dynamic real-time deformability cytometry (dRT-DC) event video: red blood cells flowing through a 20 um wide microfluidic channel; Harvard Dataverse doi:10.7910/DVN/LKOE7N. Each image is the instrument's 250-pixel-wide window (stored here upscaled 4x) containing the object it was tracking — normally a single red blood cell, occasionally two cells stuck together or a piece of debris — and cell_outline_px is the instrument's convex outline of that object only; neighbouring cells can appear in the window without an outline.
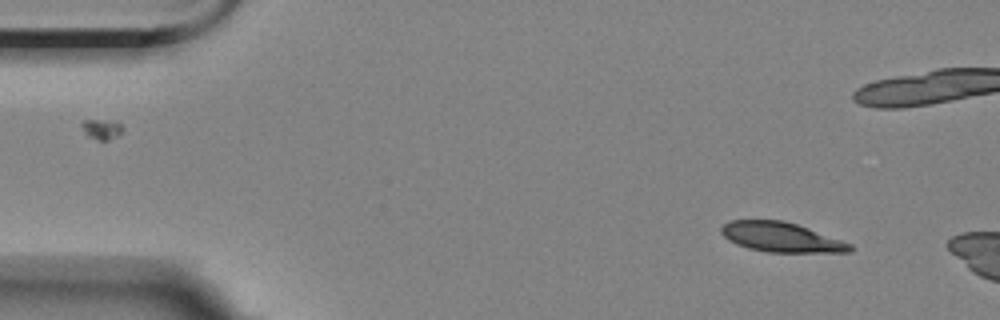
{"species": "Egyptian fruit bat (a non-hibernating species)", "species_latin": "Rousettus aegyptiacus", "temperature_condition": "room temperature", "stored_images_in_passage": 57, "camera_frame_rate_fps": 3000, "um_per_image_px": 0.085, "animal": {"sex": "female"}, "frame": {"image": 1, "passage_image": 5, "time_ms": 1.333, "image_size_px": [1000, 320], "cell_outline_px": [[852, 252], [768, 252], [748, 248], [736, 244], [728, 240], [720, 232], [720, 228], [728, 220], [784, 220], [808, 228], [852, 244]], "centroid_in_image_um": [66.36, 20.16], "position_along_channel_um": 18.6, "area_um2": 22.2}}
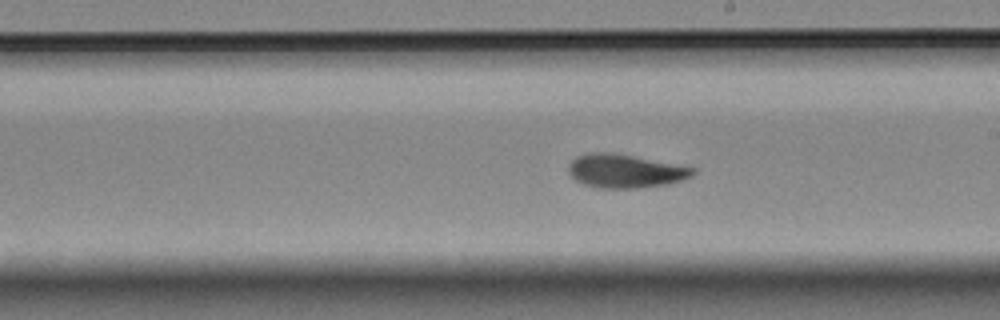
{"frame": {"image": 2, "passage_image": 31, "time_ms": 10.0, "image_size_px": [1000, 320], "cell_outline_px": [[696, 172], [692, 176], [668, 184], [636, 188], [596, 188], [584, 184], [576, 180], [568, 172], [568, 164], [576, 156], [588, 152], [612, 152], [696, 168]], "centroid_in_image_um": [53.1, 14.53], "position_along_channel_um": 235.9, "area_um2": 24.33}}
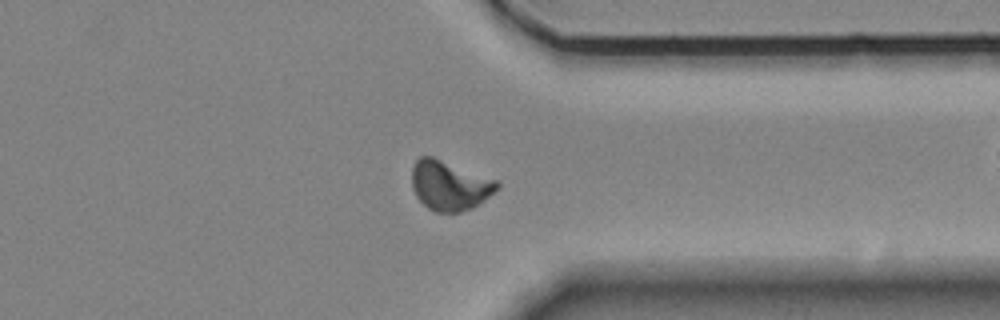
{"frame": {"image": 3, "passage_image": 43, "time_ms": 14.0, "image_size_px": [1000, 320], "cell_outline_px": [[500, 188], [484, 200], [472, 208], [460, 212], [436, 212], [428, 208], [416, 196], [412, 188], [412, 168], [416, 160], [420, 156], [432, 156], [496, 180], [500, 184]], "centroid_in_image_um": [38.2, 15.77], "position_along_channel_um": 373.2, "area_um2": 24.51}, "authors_computed_cell_mechanics": {"area_um2": 23.698, "velocity_mm_per_s": 3.5046, "shape_relaxation_time_tau1_ms": 3.7886, "shape_relaxation_time_tau2_ms": 1.6848, "deformation_change_tau1": 0.1329, "deformation_change_tau2": 0.0528}}